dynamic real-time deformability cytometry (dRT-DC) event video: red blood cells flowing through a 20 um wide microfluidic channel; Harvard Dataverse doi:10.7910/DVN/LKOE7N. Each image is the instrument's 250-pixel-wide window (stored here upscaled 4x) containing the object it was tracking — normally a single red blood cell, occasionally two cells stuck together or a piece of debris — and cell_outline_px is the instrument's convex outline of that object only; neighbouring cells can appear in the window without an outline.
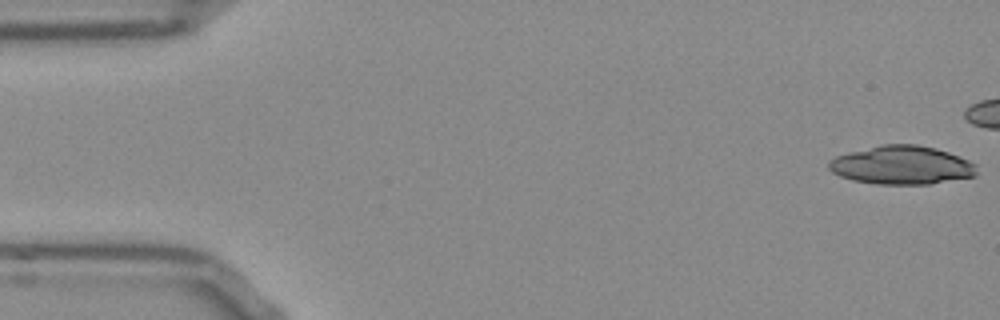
{"species": "Egyptian fruit bat (a non-hibernating species)", "species_latin": "Rousettus aegyptiacus", "temperature_condition": "room temperature", "stored_images_in_passage": 42, "camera_frame_rate_fps": 3000, "um_per_image_px": 0.085, "frame": {"image": 1, "passage_image": 1, "time_ms": 0.0, "image_size_px": [1000, 320], "cell_outline_px": [[976, 176], [928, 184], [876, 184], [852, 180], [840, 176], [832, 172], [828, 168], [828, 160], [836, 156], [848, 152], [880, 144], [916, 144], [936, 148], [960, 156], [976, 164]], "centroid_in_image_um": [76.63, 14.03], "position_along_channel_um": 8.4, "area_um2": 33.41}}